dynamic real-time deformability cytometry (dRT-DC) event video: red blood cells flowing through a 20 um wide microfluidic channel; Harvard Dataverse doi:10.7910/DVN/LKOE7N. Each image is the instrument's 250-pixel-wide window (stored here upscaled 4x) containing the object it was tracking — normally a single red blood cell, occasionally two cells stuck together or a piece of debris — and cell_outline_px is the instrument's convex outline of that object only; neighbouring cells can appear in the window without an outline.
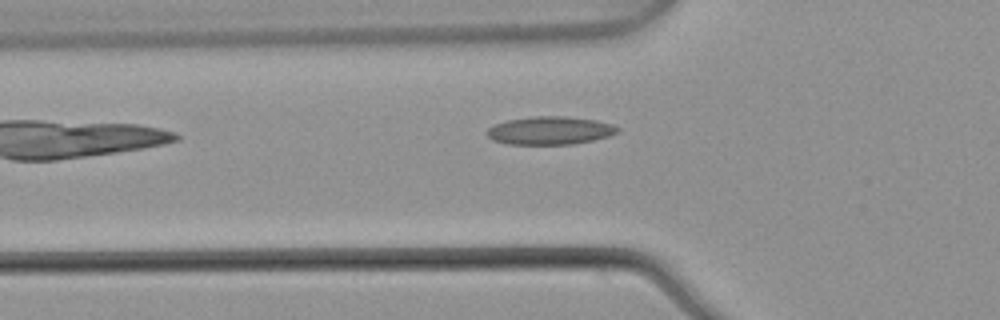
{"species": "common noctule bat (a hibernating species)", "species_latin": "Nyctalus noctula", "temperature_condition": "warm", "stored_images_in_passage": 5, "camera_frame_rate_fps": 3000, "um_per_image_px": 0.085, "animal": {"sex": "male", "body_mass_g": 21.5, "forearm_length_mm": 52.0}, "frame": {"image": 1, "passage_image": 5, "time_ms": 1.333, "image_size_px": [1000, 320], "cell_outline_px": [[620, 132], [608, 136], [592, 140], [572, 144], [508, 144], [492, 140], [484, 132], [488, 128], [496, 124], [508, 120], [532, 116], [564, 116], [596, 120], [612, 124], [620, 128]], "centroid_in_image_um": [46.75, 11.09], "position_along_channel_um": 79.1, "area_um2": 21.39}}